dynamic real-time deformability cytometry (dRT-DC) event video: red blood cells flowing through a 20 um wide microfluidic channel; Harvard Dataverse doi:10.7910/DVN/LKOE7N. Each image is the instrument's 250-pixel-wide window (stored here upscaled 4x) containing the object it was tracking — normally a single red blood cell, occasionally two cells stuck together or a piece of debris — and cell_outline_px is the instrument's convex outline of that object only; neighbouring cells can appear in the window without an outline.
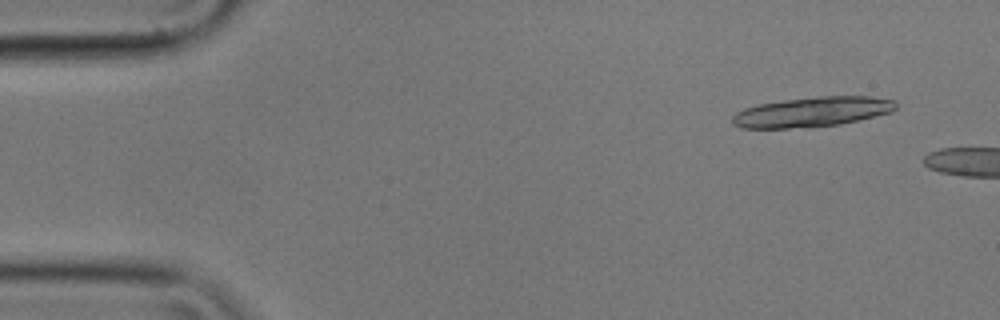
{"species": "common noctule bat (a hibernating species)", "species_latin": "Nyctalus noctula", "temperature_condition": "cold", "stored_images_in_passage": 8, "camera_frame_rate_fps": 3000, "um_per_image_px": 0.085, "animal": {"sex": "male", "body_mass_g": 17.9}, "frame": {"image": 1, "passage_image": 4, "time_ms": 1.0, "image_size_px": [1000, 320], "cell_outline_px": [[896, 108], [892, 112], [840, 124], [808, 128], [740, 128], [732, 124], [732, 116], [736, 112], [744, 108], [760, 104], [784, 100], [820, 96], [872, 96], [896, 100]], "centroid_in_image_um": [69.04, 9.52], "position_along_channel_um": 16.0, "area_um2": 28.67}}